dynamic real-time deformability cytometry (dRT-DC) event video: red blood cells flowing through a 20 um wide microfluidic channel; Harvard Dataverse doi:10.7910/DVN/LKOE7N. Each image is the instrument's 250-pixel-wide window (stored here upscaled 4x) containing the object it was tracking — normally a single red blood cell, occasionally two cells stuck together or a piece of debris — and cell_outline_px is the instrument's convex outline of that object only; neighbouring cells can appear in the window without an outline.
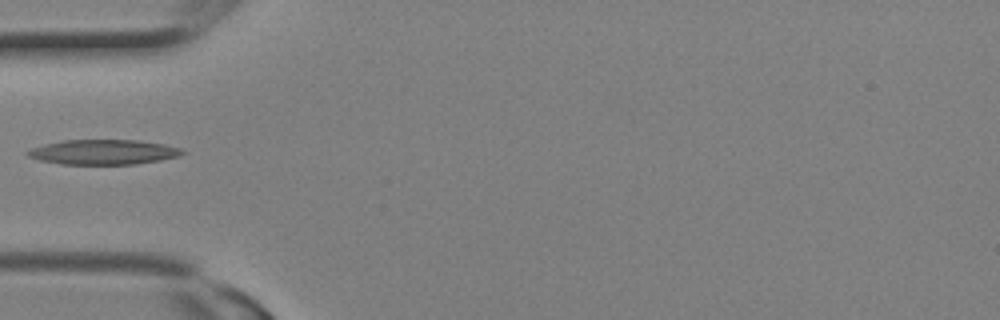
{"species": "Egyptian fruit bat (a non-hibernating species)", "species_latin": "Rousettus aegyptiacus", "temperature_condition": "room temperature", "stored_images_in_passage": 2, "camera_frame_rate_fps": 3000, "um_per_image_px": 0.085, "animal": {"sex": "female"}, "frame": {"image": 1, "passage_image": 2, "time_ms": 0.333, "image_size_px": [1000, 320], "cell_outline_px": [[184, 152], [176, 156], [160, 160], [136, 164], [60, 164], [40, 160], [28, 156], [24, 152], [32, 148], [44, 144], [60, 140], [140, 140], [164, 144], [180, 148]], "centroid_in_image_um": [8.74, 12.92], "position_along_channel_um": 76.3, "area_um2": 22.37}}